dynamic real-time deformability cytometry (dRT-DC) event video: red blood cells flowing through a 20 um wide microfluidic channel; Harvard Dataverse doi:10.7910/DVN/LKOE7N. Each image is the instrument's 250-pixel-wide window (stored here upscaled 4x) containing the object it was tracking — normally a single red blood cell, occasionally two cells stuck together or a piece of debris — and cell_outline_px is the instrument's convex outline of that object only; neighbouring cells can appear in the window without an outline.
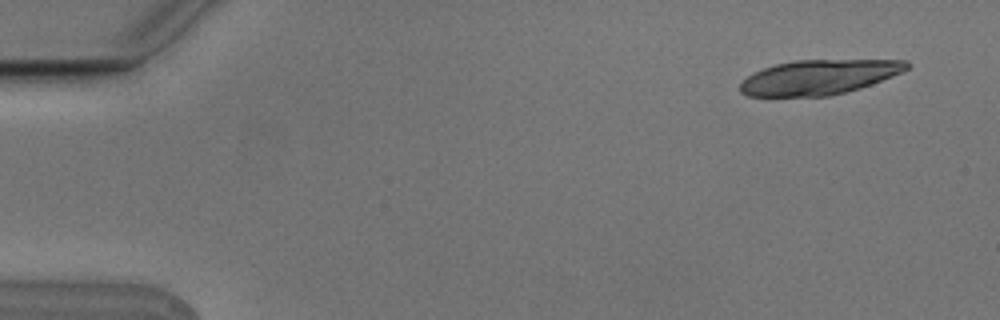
{"species": "Egyptian fruit bat (a non-hibernating species)", "species_latin": "Rousettus aegyptiacus", "temperature_condition": "cold", "stored_images_in_passage": 5, "segment_of_instrument_passage": [1, 2], "camera_frame_rate_fps": 3000, "um_per_image_px": 0.085, "animal": {"sex": "male"}, "frame": {"image": 1, "passage_image": 1, "time_ms": 0.0, "image_size_px": [1000, 320], "cell_outline_px": [[908, 68], [892, 76], [872, 84], [860, 88], [828, 96], [748, 96], [740, 92], [740, 84], [752, 72], [776, 64], [792, 60], [908, 60]], "centroid_in_image_um": [69.58, 6.55], "position_along_channel_um": 15.4, "area_um2": 33.52}}